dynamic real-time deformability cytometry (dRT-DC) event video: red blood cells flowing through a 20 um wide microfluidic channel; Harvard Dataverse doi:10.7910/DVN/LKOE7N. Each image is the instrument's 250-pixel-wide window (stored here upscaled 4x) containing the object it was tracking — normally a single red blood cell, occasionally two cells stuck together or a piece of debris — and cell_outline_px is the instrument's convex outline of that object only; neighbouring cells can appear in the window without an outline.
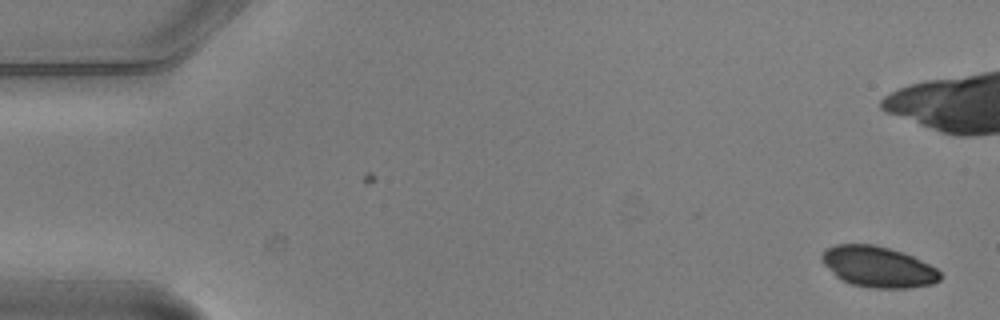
{"species": "common noctule bat (a hibernating species)", "species_latin": "Nyctalus noctula", "temperature_condition": "warm", "stored_images_in_passage": 5, "camera_frame_rate_fps": 3000, "um_per_image_px": 0.085, "animal": {"sex": "male", "body_mass_g": 20.5, "forearm_length_mm": 52.5}, "frame": {"image": 1, "passage_image": 1, "time_ms": 0.0, "image_size_px": [1000, 320], "cell_outline_px": [[940, 280], [932, 284], [908, 288], [872, 288], [852, 284], [840, 280], [820, 260], [820, 256], [828, 248], [836, 244], [872, 244], [904, 252], [936, 268], [940, 272]], "centroid_in_image_um": [74.63, 22.68], "position_along_channel_um": 10.4, "area_um2": 28.09}}